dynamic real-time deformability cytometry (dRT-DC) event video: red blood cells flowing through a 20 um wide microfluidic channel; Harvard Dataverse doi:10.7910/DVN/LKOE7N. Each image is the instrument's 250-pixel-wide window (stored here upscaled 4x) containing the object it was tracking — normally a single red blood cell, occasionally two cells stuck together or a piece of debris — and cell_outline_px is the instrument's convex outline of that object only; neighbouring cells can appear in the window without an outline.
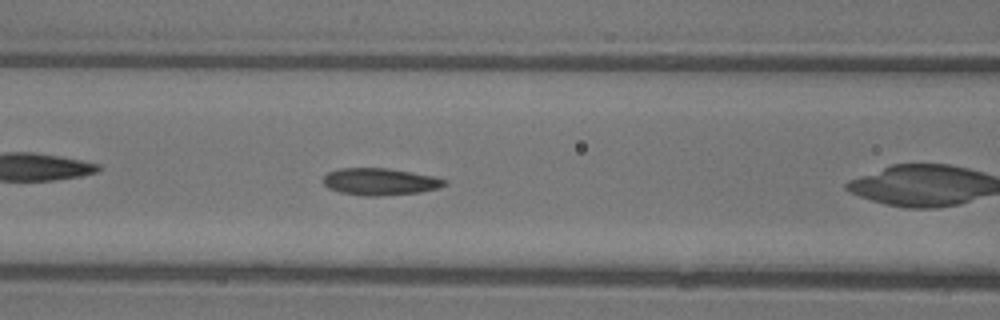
{"species": "common noctule bat (a hibernating species)", "species_latin": "Nyctalus noctula", "temperature_condition": "warm", "stored_images_in_passage": 10, "camera_frame_rate_fps": 3000, "um_per_image_px": 0.085, "animal": {"sex": "female"}, "frame": {"image": 1, "passage_image": 7, "time_ms": 2.0, "image_size_px": [1000, 320], "cell_outline_px": [[448, 184], [440, 188], [420, 192], [380, 196], [364, 196], [340, 192], [328, 188], [324, 184], [324, 176], [328, 172], [336, 168], [388, 168], [432, 176], [448, 180]], "centroid_in_image_um": [32.31, 15.44], "position_along_channel_um": 134.3, "area_um2": 19.19}}